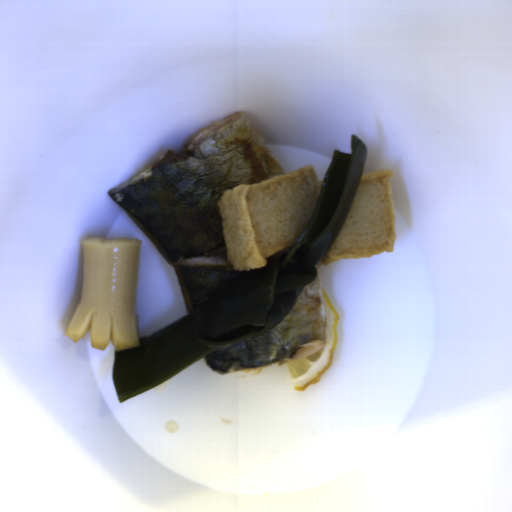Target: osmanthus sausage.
<instances>
[{
    "label": "osmanthus sausage",
    "mask_w": 512,
    "mask_h": 512,
    "mask_svg": "<svg viewBox=\"0 0 512 512\" xmlns=\"http://www.w3.org/2000/svg\"><path fill=\"white\" fill-rule=\"evenodd\" d=\"M81 244V297L65 336L75 344L90 330V344L99 351L110 340L116 351L140 346L136 303L141 240L96 236Z\"/></svg>",
    "instance_id": "d35146e8"
}]
</instances>
